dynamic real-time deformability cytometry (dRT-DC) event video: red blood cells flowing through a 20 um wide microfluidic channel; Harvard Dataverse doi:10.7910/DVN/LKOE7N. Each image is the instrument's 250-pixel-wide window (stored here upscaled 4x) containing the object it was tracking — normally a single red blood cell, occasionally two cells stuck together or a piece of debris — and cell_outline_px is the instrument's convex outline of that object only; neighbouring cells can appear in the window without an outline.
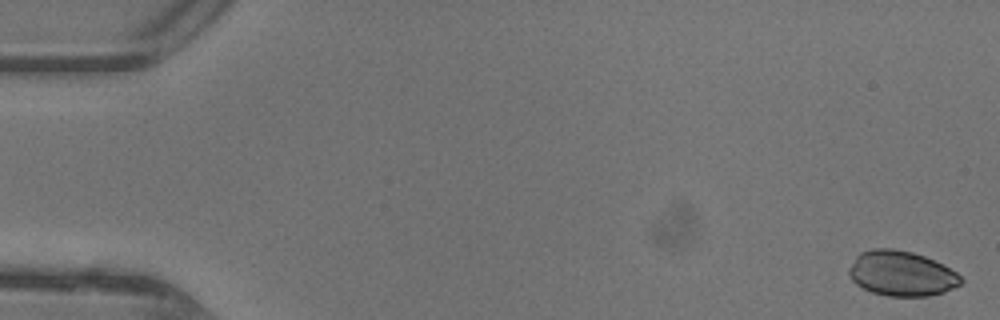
{"species": "common noctule bat (a hibernating species)", "species_latin": "Nyctalus noctula", "temperature_condition": "warm", "stored_images_in_passage": 47, "camera_frame_rate_fps": 3000, "um_per_image_px": 0.085, "animal": {"sex": "female"}, "frame": {"image": 1, "passage_image": 1, "time_ms": 0.0, "image_size_px": [1000, 320], "cell_outline_px": [[964, 280], [960, 284], [944, 292], [928, 296], [888, 296], [872, 292], [856, 284], [852, 280], [848, 272], [848, 268], [856, 256], [860, 252], [872, 248], [892, 248], [912, 252], [924, 256], [956, 272]], "centroid_in_image_um": [76.59, 23.24], "position_along_channel_um": 8.4, "area_um2": 29.25}}
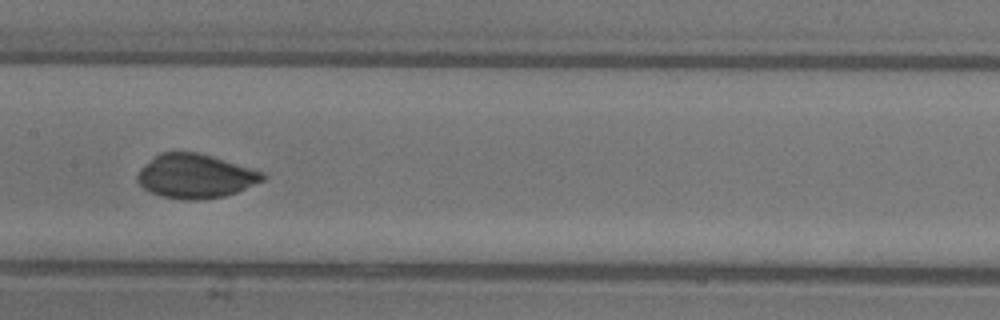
{"frame": {"image": 2, "passage_image": 24, "time_ms": 7.667, "image_size_px": [1000, 320], "cell_outline_px": [[268, 176], [264, 180], [236, 192], [224, 196], [196, 200], [188, 200], [164, 196], [152, 192], [144, 188], [136, 180], [136, 176], [140, 168], [152, 156], [160, 152], [196, 152], [212, 156], [264, 172]], "centroid_in_image_um": [16.59, 14.95], "position_along_channel_um": 190.8, "area_um2": 32.08}}
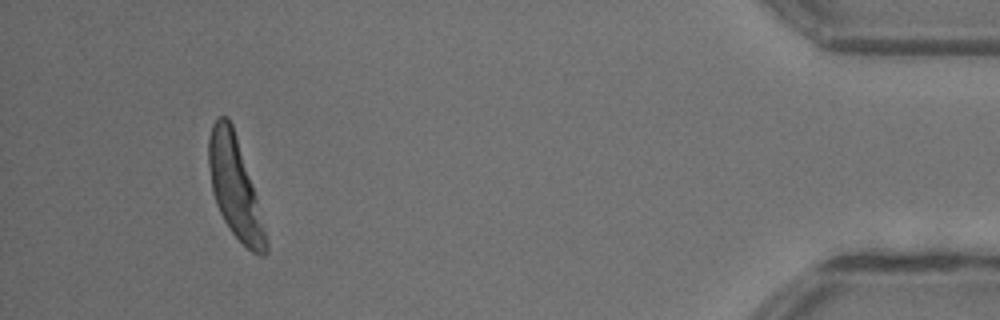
{"frame": {"image": 3, "passage_image": 44, "time_ms": 14.333, "image_size_px": [1000, 320], "cell_outline_px": [[268, 252], [264, 256], [260, 256], [252, 252], [232, 232], [224, 220], [216, 204], [212, 192], [208, 164], [208, 136], [212, 124], [220, 116], [228, 116], [232, 124], [256, 196], [268, 244]], "centroid_in_image_um": [19.94, 15.91], "position_along_channel_um": 415.3, "area_um2": 32.89}}